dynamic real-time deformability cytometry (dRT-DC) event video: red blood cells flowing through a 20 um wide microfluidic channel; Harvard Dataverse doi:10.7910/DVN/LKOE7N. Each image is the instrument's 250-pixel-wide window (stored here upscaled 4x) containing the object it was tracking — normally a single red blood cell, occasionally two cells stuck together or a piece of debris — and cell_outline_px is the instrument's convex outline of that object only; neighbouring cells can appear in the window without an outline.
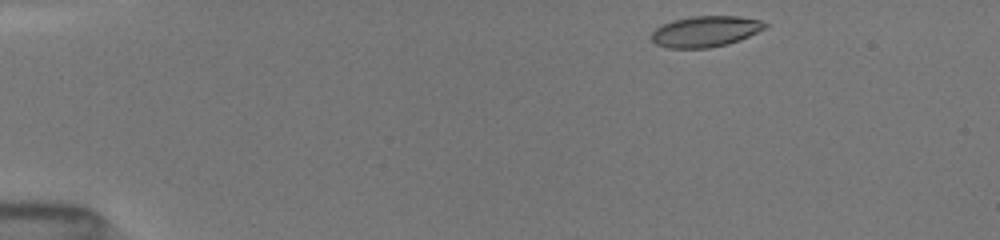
{"species": "common noctule bat (a hibernating species)", "species_latin": "Nyctalus noctula", "temperature_condition": "room temperature", "stored_images_in_passage": 23, "camera_frame_rate_fps": 3000, "um_per_image_px": 0.085, "animal": {"sex": "female", "body_mass_g": 19.5, "forearm_length_mm": 54.1}, "frame": {"image": 1, "passage_image": 1, "time_ms": 0.0, "image_size_px": [1000, 240], "cell_outline_px": [[768, 28], [740, 40], [728, 44], [708, 48], [668, 48], [656, 44], [652, 40], [652, 32], [656, 28], [672, 20], [692, 16], [740, 16], [760, 20], [768, 24]], "centroid_in_image_um": [60.0, 2.67], "position_along_channel_um": 25.0, "area_um2": 20.58}}
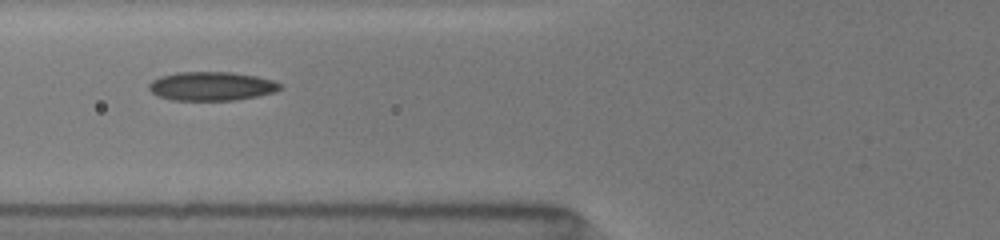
{"frame": {"image": 2, "passage_image": 9, "time_ms": 2.667, "image_size_px": [1000, 240], "cell_outline_px": [[280, 88], [276, 92], [236, 100], [172, 100], [160, 96], [152, 92], [148, 88], [148, 84], [152, 80], [160, 76], [176, 72], [232, 72], [256, 76], [272, 80], [280, 84]], "centroid_in_image_um": [17.96, 7.32], "position_along_channel_um": 107.8, "area_um2": 21.96}}
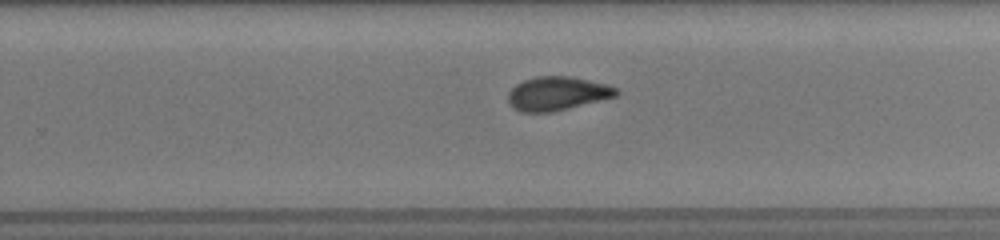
{"frame": {"image": 3, "passage_image": 22, "time_ms": 7.0, "image_size_px": [1000, 240], "cell_outline_px": [[620, 92], [616, 96], [552, 112], [520, 112], [512, 108], [508, 104], [508, 92], [516, 84], [524, 80], [536, 76], [568, 76], [608, 84], [616, 88]], "centroid_in_image_um": [47.33, 7.95], "position_along_channel_um": 282.5, "area_um2": 21.27}}